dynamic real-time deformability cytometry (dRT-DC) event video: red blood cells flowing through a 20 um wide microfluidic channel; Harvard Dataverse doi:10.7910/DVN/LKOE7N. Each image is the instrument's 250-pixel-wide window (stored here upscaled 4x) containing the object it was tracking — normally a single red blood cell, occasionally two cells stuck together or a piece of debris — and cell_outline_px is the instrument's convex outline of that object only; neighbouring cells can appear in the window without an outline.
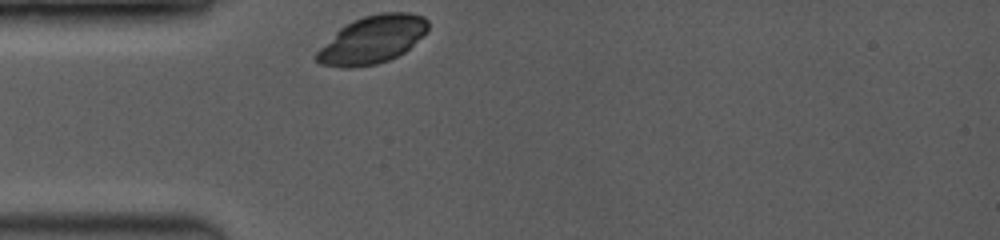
{"species": "common noctule bat (a hibernating species)", "species_latin": "Nyctalus noctula", "temperature_condition": "room temperature", "stored_images_in_passage": 5, "camera_frame_rate_fps": 3500, "um_per_image_px": 0.085, "animal": {"sex": "female", "body_mass_g": 19.0, "forearm_length_mm": 53.3}, "frame": {"image": 1, "passage_image": 1, "time_ms": 0.0, "image_size_px": [1000, 240], "cell_outline_px": [[428, 32], [404, 52], [388, 60], [376, 64], [344, 68], [320, 64], [312, 56], [344, 24], [352, 20], [364, 16], [380, 12], [408, 12], [424, 16], [428, 20]], "centroid_in_image_um": [31.65, 3.35], "position_along_channel_um": 53.3, "area_um2": 31.04}}
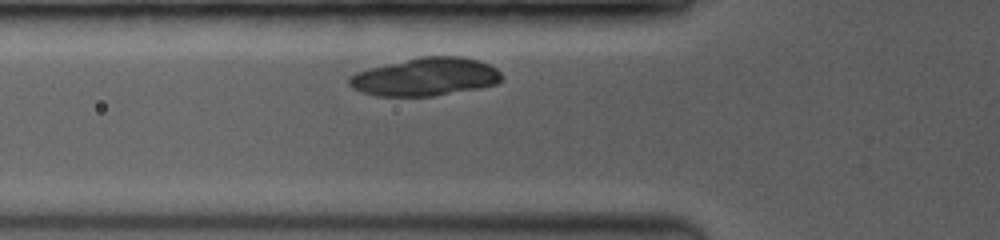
{"frame": {"image": 2, "passage_image": 3, "time_ms": 1.143, "image_size_px": [1000, 240], "cell_outline_px": [[500, 80], [496, 84], [480, 88], [432, 96], [376, 96], [360, 92], [352, 88], [348, 84], [348, 76], [356, 72], [420, 56], [460, 56], [480, 60], [496, 68], [500, 72]], "centroid_in_image_um": [36.14, 6.53], "position_along_channel_um": 89.7, "area_um2": 33.76}}